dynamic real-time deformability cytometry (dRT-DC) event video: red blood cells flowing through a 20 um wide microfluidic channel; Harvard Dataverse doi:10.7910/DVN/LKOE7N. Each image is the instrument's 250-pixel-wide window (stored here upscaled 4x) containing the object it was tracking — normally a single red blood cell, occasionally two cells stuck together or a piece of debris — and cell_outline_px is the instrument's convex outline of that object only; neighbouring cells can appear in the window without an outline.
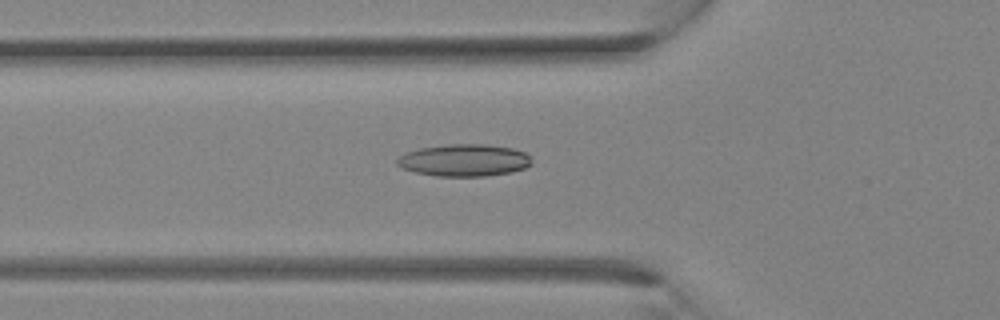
{"species": "Egyptian fruit bat (a non-hibernating species)", "species_latin": "Rousettus aegyptiacus", "temperature_condition": "room temperature", "stored_images_in_passage": 33, "camera_frame_rate_fps": 3000, "um_per_image_px": 0.085, "animal": {"sex": "female"}, "frame": {"image": 1, "passage_image": 12, "time_ms": 3.667, "image_size_px": [1000, 320], "cell_outline_px": [[532, 164], [524, 168], [512, 172], [484, 176], [436, 176], [416, 172], [404, 168], [396, 164], [396, 160], [400, 156], [408, 152], [420, 148], [448, 144], [484, 144], [512, 148], [524, 152], [532, 156]], "centroid_in_image_um": [39.5, 13.62], "position_along_channel_um": 86.3, "area_um2": 25.14}}
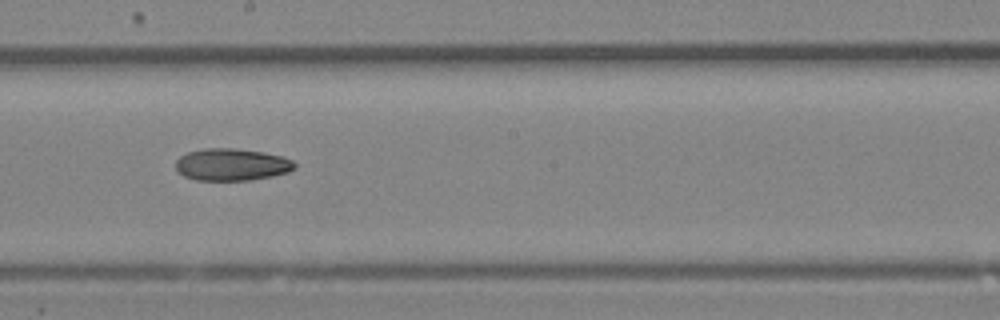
{"frame": {"image": 2, "passage_image": 19, "time_ms": 6.0, "image_size_px": [1000, 320], "cell_outline_px": [[296, 168], [288, 172], [272, 176], [248, 180], [196, 180], [184, 176], [176, 168], [176, 160], [180, 156], [188, 152], [204, 148], [236, 148], [264, 152], [284, 156], [292, 160], [296, 164]], "centroid_in_image_um": [19.72, 13.98], "position_along_channel_um": 228.5, "area_um2": 22.37}}
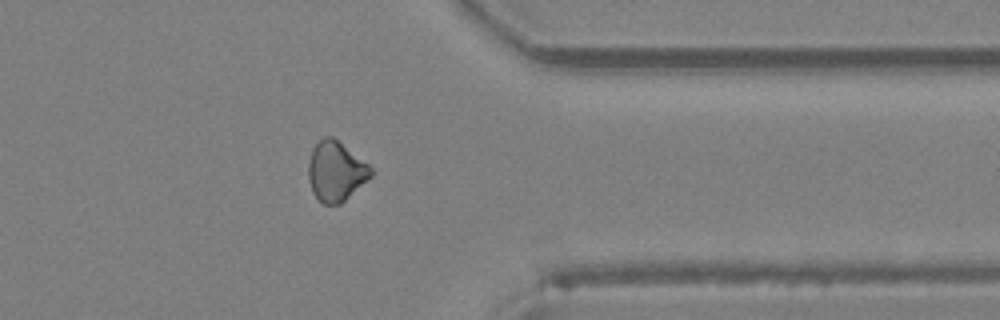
{"frame": {"image": 3, "passage_image": 27, "time_ms": 8.667, "image_size_px": [1000, 320], "cell_outline_px": [[372, 176], [340, 204], [324, 204], [312, 192], [308, 180], [308, 164], [312, 148], [324, 136], [332, 136], [368, 164], [372, 168]], "centroid_in_image_um": [28.52, 14.56], "position_along_channel_um": 382.9, "area_um2": 21.56}}